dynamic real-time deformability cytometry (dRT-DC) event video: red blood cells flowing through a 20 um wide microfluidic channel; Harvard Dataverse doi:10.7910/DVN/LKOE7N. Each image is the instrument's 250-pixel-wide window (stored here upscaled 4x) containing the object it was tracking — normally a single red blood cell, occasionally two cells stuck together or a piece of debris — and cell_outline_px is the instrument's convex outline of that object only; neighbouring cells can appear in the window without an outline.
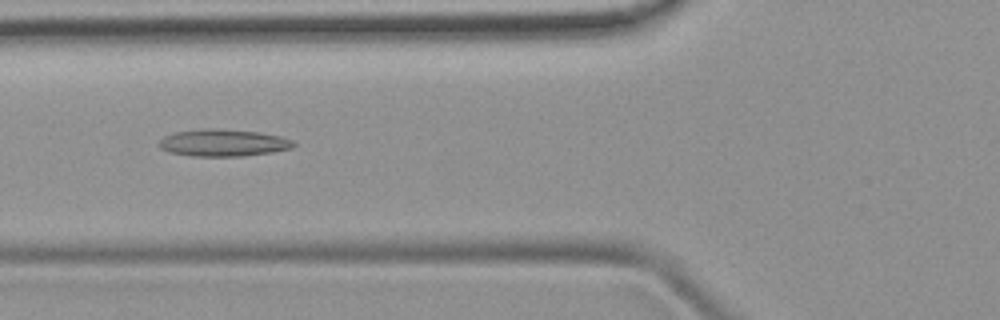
{"species": "common noctule bat (a hibernating species)", "species_latin": "Nyctalus noctula", "temperature_condition": "room temperature", "stored_images_in_passage": 26, "camera_frame_rate_fps": 3000, "um_per_image_px": 0.085, "animal": {"sex": "female", "body_mass_g": 19.9}, "frame": {"image": 1, "passage_image": 8, "time_ms": 2.333, "image_size_px": [1000, 320], "cell_outline_px": [[296, 144], [292, 148], [272, 152], [244, 156], [192, 156], [168, 152], [160, 148], [160, 140], [164, 136], [176, 132], [204, 128], [212, 128], [260, 132], [280, 136], [292, 140]], "centroid_in_image_um": [18.98, 12.14], "position_along_channel_um": 106.8, "area_um2": 21.21}}